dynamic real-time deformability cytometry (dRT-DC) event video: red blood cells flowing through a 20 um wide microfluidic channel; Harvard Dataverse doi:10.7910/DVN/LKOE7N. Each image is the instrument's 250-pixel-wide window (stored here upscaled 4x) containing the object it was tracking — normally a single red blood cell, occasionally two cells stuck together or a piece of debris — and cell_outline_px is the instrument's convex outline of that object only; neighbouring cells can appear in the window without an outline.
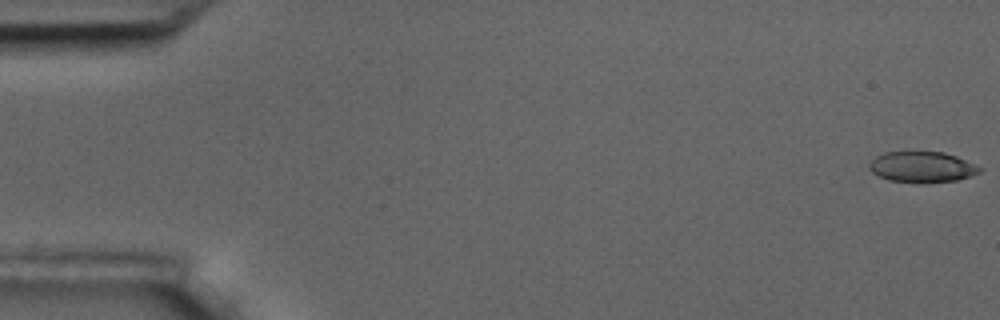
{"species": "common noctule bat (a hibernating species)", "species_latin": "Nyctalus noctula", "temperature_condition": "room temperature", "stored_images_in_passage": 5, "camera_frame_rate_fps": 3000, "um_per_image_px": 0.085, "animal": {"sex": "male", "body_mass_g": 17.5, "forearm_length_mm": 52.3}, "frame": {"image": 1, "passage_image": 1, "time_ms": 0.0, "image_size_px": [1000, 320], "cell_outline_px": [[980, 172], [972, 176], [956, 180], [924, 184], [888, 180], [872, 172], [868, 168], [868, 164], [876, 156], [884, 152], [944, 152], [956, 156], [980, 168]], "centroid_in_image_um": [78.33, 14.21], "position_along_channel_um": 6.7, "area_um2": 19.83}}
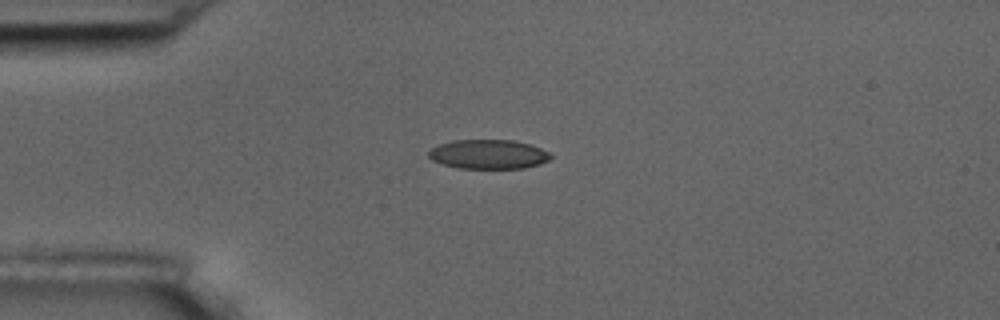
{"frame": {"image": 2, "passage_image": 5, "time_ms": 4.667, "image_size_px": [1000, 320], "cell_outline_px": [[552, 156], [548, 160], [540, 164], [524, 168], [460, 168], [444, 164], [432, 160], [428, 156], [428, 152], [432, 148], [440, 144], [452, 140], [512, 140], [528, 144], [540, 148], [548, 152]], "centroid_in_image_um": [41.51, 13.11], "position_along_channel_um": 43.5, "area_um2": 20.63}}